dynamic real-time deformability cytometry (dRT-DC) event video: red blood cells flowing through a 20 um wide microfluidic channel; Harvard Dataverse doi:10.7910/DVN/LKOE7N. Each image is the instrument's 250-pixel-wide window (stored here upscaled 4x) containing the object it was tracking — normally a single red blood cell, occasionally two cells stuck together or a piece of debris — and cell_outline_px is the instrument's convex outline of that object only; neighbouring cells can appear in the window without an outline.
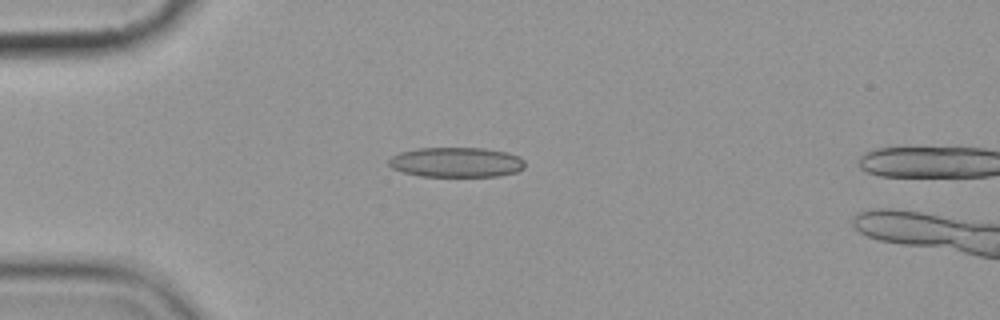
{"species": "common noctule bat (a hibernating species)", "species_latin": "Nyctalus noctula", "temperature_condition": "cold", "stored_images_in_passage": 2, "camera_frame_rate_fps": 3000, "um_per_image_px": 0.085, "animal": {"sex": "female", "body_mass_g": 19.9}, "frame": {"image": 1, "passage_image": 1, "time_ms": 0.0, "image_size_px": [1000, 320], "cell_outline_px": [[524, 168], [516, 172], [500, 176], [420, 176], [404, 172], [392, 168], [388, 164], [388, 160], [392, 156], [400, 152], [416, 148], [484, 148], [508, 152], [520, 156], [524, 160]], "centroid_in_image_um": [38.8, 13.78], "position_along_channel_um": 46.2, "area_um2": 23.87}}